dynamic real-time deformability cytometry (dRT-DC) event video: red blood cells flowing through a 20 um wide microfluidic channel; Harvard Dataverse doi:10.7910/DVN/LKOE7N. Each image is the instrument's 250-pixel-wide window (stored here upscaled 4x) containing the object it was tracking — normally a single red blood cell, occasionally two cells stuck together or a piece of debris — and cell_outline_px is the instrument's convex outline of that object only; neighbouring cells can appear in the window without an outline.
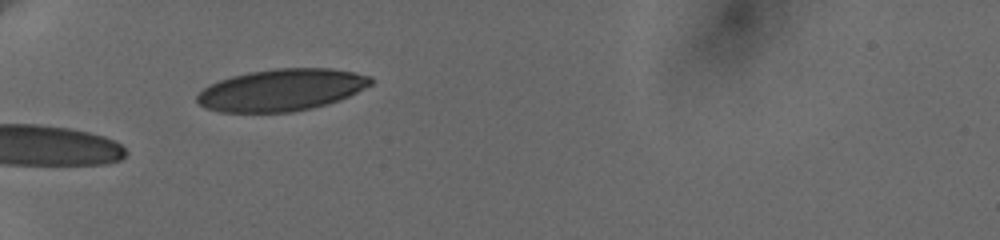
{"species": "human", "species_latin": "Homo sapiens", "temperature_condition": "cold", "stored_images_in_passage": 6, "camera_frame_rate_fps": 3000, "um_per_image_px": 0.085, "donor": {"sex": "female"}, "frame": {"image": 1, "passage_image": 5, "time_ms": 4.333, "image_size_px": [1000, 240], "cell_outline_px": [[372, 84], [348, 96], [324, 104], [292, 112], [220, 112], [204, 108], [196, 100], [196, 96], [208, 84], [232, 76], [248, 72], [276, 68], [332, 68], [372, 76]], "centroid_in_image_um": [23.88, 7.63], "position_along_channel_um": 61.1, "area_um2": 42.19}}